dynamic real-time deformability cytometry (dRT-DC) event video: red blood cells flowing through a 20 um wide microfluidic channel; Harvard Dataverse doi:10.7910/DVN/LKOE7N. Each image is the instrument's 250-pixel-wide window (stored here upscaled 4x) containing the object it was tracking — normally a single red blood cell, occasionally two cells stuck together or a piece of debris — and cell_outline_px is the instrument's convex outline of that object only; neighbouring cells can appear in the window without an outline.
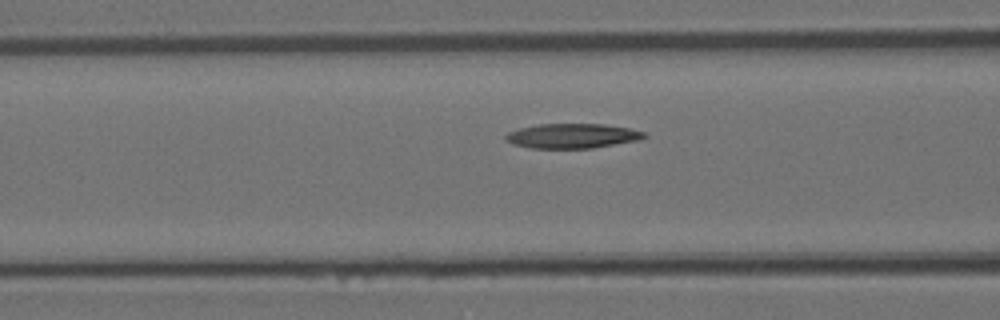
{"species": "Egyptian fruit bat (a non-hibernating species)", "species_latin": "Rousettus aegyptiacus", "temperature_condition": "room temperature", "stored_images_in_passage": 35, "camera_frame_rate_fps": 3000, "um_per_image_px": 0.085, "animal": {"sex": "female"}, "frame": {"image": 1, "passage_image": 15, "time_ms": 4.667, "image_size_px": [1000, 320], "cell_outline_px": [[648, 136], [640, 140], [592, 148], [532, 148], [512, 144], [504, 140], [504, 136], [508, 132], [520, 128], [540, 124], [604, 124], [628, 128], [644, 132]], "centroid_in_image_um": [48.63, 11.55], "position_along_channel_um": 118.0, "area_um2": 19.94}}
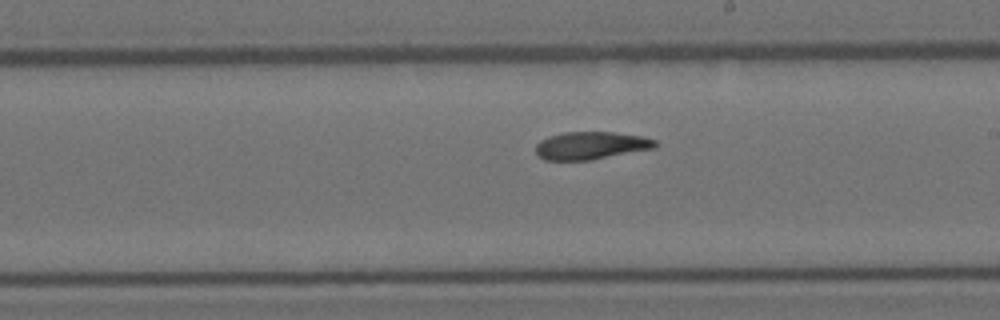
{"frame": {"image": 2, "passage_image": 24, "time_ms": 7.667, "image_size_px": [1000, 320], "cell_outline_px": [[656, 148], [592, 160], [544, 160], [536, 152], [536, 144], [540, 140], [548, 136], [564, 132], [612, 132], [640, 136], [656, 140]], "centroid_in_image_um": [50.22, 12.37], "position_along_channel_um": 238.8, "area_um2": 19.31}}
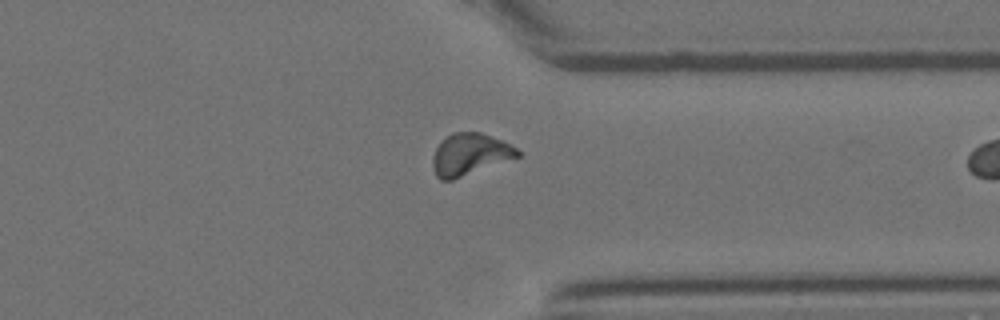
{"frame": {"image": 3, "passage_image": 34, "time_ms": 11.0, "image_size_px": [1000, 320], "cell_outline_px": [[520, 156], [452, 180], [440, 180], [436, 176], [432, 168], [432, 156], [436, 148], [452, 132], [480, 132], [492, 136], [516, 148], [520, 152]], "centroid_in_image_um": [39.9, 13.13], "position_along_channel_um": 371.5, "area_um2": 20.4}}